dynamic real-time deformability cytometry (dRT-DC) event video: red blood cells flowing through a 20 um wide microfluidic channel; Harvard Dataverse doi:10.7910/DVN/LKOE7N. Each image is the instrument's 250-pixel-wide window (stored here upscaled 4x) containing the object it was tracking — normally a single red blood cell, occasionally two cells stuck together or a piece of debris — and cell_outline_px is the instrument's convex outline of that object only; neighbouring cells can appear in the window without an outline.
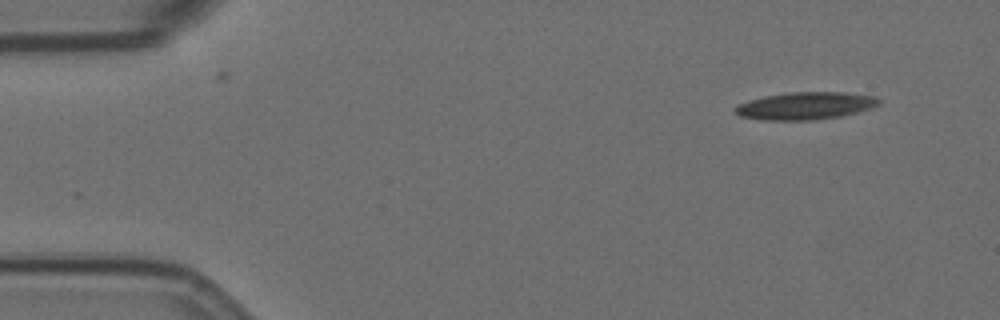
{"species": "Egyptian fruit bat (a non-hibernating species)", "species_latin": "Rousettus aegyptiacus", "temperature_condition": "room temperature", "stored_images_in_passage": 54, "camera_frame_rate_fps": 3000, "um_per_image_px": 0.085, "animal": {"sex": "female"}, "frame": {"image": 1, "passage_image": 1, "time_ms": 0.0, "image_size_px": [1000, 320], "cell_outline_px": [[880, 104], [872, 108], [840, 116], [816, 120], [760, 120], [740, 116], [732, 108], [736, 104], [748, 100], [764, 96], [792, 92], [844, 92], [876, 96], [880, 100]], "centroid_in_image_um": [68.44, 8.99], "position_along_channel_um": 16.6, "area_um2": 23.18}}
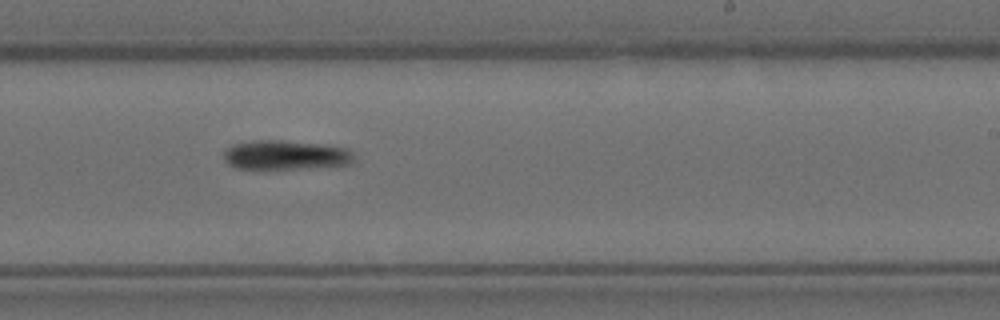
{"frame": {"image": 2, "passage_image": 31, "time_ms": 10.0, "image_size_px": [1000, 320], "cell_outline_px": [[352, 164], [264, 172], [236, 168], [228, 164], [224, 160], [224, 148], [232, 144], [256, 140], [284, 140], [320, 144], [348, 148], [352, 152]], "centroid_in_image_um": [24.18, 13.22], "position_along_channel_um": 264.8, "area_um2": 23.29}}
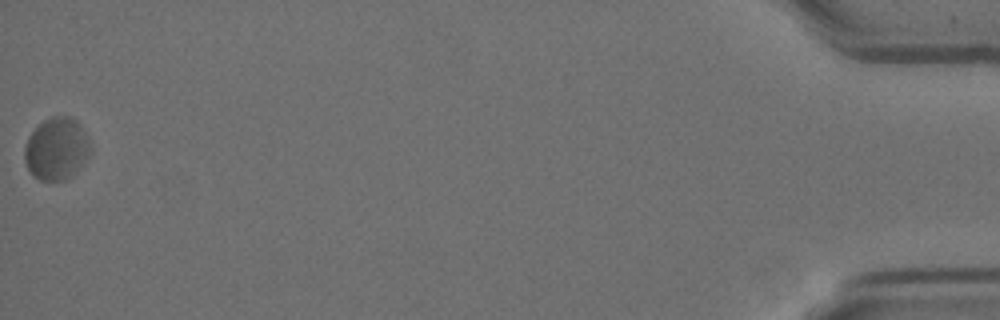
{"frame": {"image": 3, "passage_image": 54, "time_ms": 17.667, "image_size_px": [1000, 320], "cell_outline_px": [[92, 148], [88, 156], [68, 176], [60, 180], [40, 180], [32, 176], [24, 160], [24, 148], [28, 136], [44, 120], [52, 116], [68, 116], [76, 120], [80, 124]], "centroid_in_image_um": [4.77, 12.62], "position_along_channel_um": 430.4, "area_um2": 23.41}, "authors_computed_cell_mechanics": {"area_um2": 22.7443, "velocity_mm_per_s": 3.4693, "shape_relaxation_time_tau1_ms": 8.7035, "shape_relaxation_time_tau2_ms": null, "deformation_change_tau1": 0.167, "deformation_change_tau2": null}}